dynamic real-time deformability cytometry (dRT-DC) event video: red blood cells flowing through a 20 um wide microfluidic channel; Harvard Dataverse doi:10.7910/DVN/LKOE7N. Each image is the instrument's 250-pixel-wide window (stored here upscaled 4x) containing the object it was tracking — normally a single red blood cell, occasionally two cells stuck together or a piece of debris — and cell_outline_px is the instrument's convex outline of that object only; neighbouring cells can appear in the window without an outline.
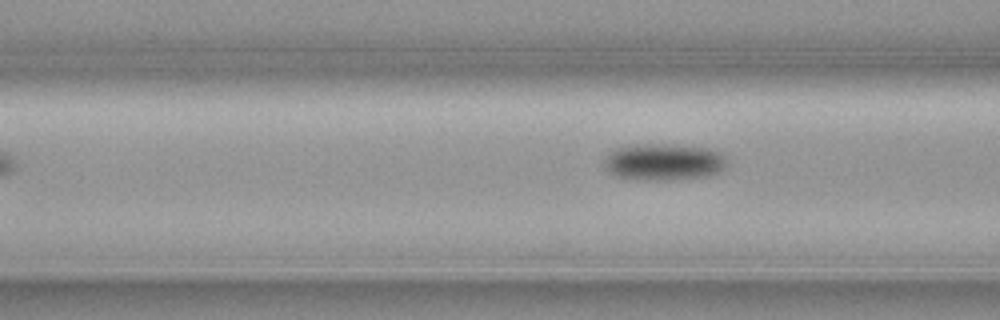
{"species": "common noctule bat (a hibernating species)", "species_latin": "Nyctalus noctula", "temperature_condition": "cold", "stored_images_in_passage": 6, "camera_frame_rate_fps": 3000, "um_per_image_px": 0.085, "animal": {"sex": "female", "body_mass_g": 19.3, "forearm_length_mm": 54.1}, "frame": {"image": 1, "passage_image": 3, "time_ms": 0.667, "image_size_px": [1000, 320], "cell_outline_px": [[728, 164], [724, 168], [708, 176], [672, 180], [636, 180], [616, 176], [604, 168], [604, 156], [616, 148], [628, 144], [668, 144], [708, 148], [720, 152], [724, 156]], "centroid_in_image_um": [56.38, 13.76], "position_along_channel_um": 110.2, "area_um2": 26.7}}